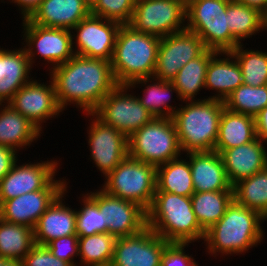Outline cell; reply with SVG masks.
Returning <instances> with one entry per match:
<instances>
[{"instance_id": "6da1fadb", "label": "cell", "mask_w": 267, "mask_h": 266, "mask_svg": "<svg viewBox=\"0 0 267 266\" xmlns=\"http://www.w3.org/2000/svg\"><path fill=\"white\" fill-rule=\"evenodd\" d=\"M62 110L71 105L82 114L93 113L117 83L111 61L74 55L48 73ZM75 106V107H74Z\"/></svg>"}, {"instance_id": "7a4b0ae2", "label": "cell", "mask_w": 267, "mask_h": 266, "mask_svg": "<svg viewBox=\"0 0 267 266\" xmlns=\"http://www.w3.org/2000/svg\"><path fill=\"white\" fill-rule=\"evenodd\" d=\"M265 221L258 212L232 201L220 220L206 231L205 254L214 259L220 256L222 260L245 255L251 248L263 244Z\"/></svg>"}, {"instance_id": "3957f363", "label": "cell", "mask_w": 267, "mask_h": 266, "mask_svg": "<svg viewBox=\"0 0 267 266\" xmlns=\"http://www.w3.org/2000/svg\"><path fill=\"white\" fill-rule=\"evenodd\" d=\"M147 226L170 243L204 241L206 232L200 227L192 208L191 197L156 192L147 210Z\"/></svg>"}, {"instance_id": "277c9868", "label": "cell", "mask_w": 267, "mask_h": 266, "mask_svg": "<svg viewBox=\"0 0 267 266\" xmlns=\"http://www.w3.org/2000/svg\"><path fill=\"white\" fill-rule=\"evenodd\" d=\"M160 39L135 31L128 24L120 26L111 60L117 85H128L138 79L153 77Z\"/></svg>"}, {"instance_id": "5b68a950", "label": "cell", "mask_w": 267, "mask_h": 266, "mask_svg": "<svg viewBox=\"0 0 267 266\" xmlns=\"http://www.w3.org/2000/svg\"><path fill=\"white\" fill-rule=\"evenodd\" d=\"M224 107L218 99L181 102L172 119L183 154L215 149Z\"/></svg>"}, {"instance_id": "8992f818", "label": "cell", "mask_w": 267, "mask_h": 266, "mask_svg": "<svg viewBox=\"0 0 267 266\" xmlns=\"http://www.w3.org/2000/svg\"><path fill=\"white\" fill-rule=\"evenodd\" d=\"M184 155L172 118L154 117L128 137V156L156 168Z\"/></svg>"}, {"instance_id": "52a82bcc", "label": "cell", "mask_w": 267, "mask_h": 266, "mask_svg": "<svg viewBox=\"0 0 267 266\" xmlns=\"http://www.w3.org/2000/svg\"><path fill=\"white\" fill-rule=\"evenodd\" d=\"M156 169L127 156L104 177L100 188L112 196L135 202L147 211L156 193Z\"/></svg>"}, {"instance_id": "ba28073f", "label": "cell", "mask_w": 267, "mask_h": 266, "mask_svg": "<svg viewBox=\"0 0 267 266\" xmlns=\"http://www.w3.org/2000/svg\"><path fill=\"white\" fill-rule=\"evenodd\" d=\"M230 1L190 0L186 6V29L197 34L207 49L231 51L239 45L227 25Z\"/></svg>"}, {"instance_id": "9c48e42d", "label": "cell", "mask_w": 267, "mask_h": 266, "mask_svg": "<svg viewBox=\"0 0 267 266\" xmlns=\"http://www.w3.org/2000/svg\"><path fill=\"white\" fill-rule=\"evenodd\" d=\"M21 163L19 158L11 170L0 180V205L11 198L41 189H65L66 177L56 176L62 165L57 158ZM55 159V160H54ZM61 162V164H60ZM21 163V164H20Z\"/></svg>"}, {"instance_id": "30bf717a", "label": "cell", "mask_w": 267, "mask_h": 266, "mask_svg": "<svg viewBox=\"0 0 267 266\" xmlns=\"http://www.w3.org/2000/svg\"><path fill=\"white\" fill-rule=\"evenodd\" d=\"M21 23L23 41L20 43L25 48L32 67H35L39 58V61H43L39 66L47 67L48 72L75 55L69 29L44 27L33 24L29 19L22 20Z\"/></svg>"}, {"instance_id": "8fae6325", "label": "cell", "mask_w": 267, "mask_h": 266, "mask_svg": "<svg viewBox=\"0 0 267 266\" xmlns=\"http://www.w3.org/2000/svg\"><path fill=\"white\" fill-rule=\"evenodd\" d=\"M130 91L128 85H117L93 112L104 124L113 126L127 137L154 118L138 100L136 90Z\"/></svg>"}, {"instance_id": "7c38bea8", "label": "cell", "mask_w": 267, "mask_h": 266, "mask_svg": "<svg viewBox=\"0 0 267 266\" xmlns=\"http://www.w3.org/2000/svg\"><path fill=\"white\" fill-rule=\"evenodd\" d=\"M130 25L159 38L186 29V5L175 0H136Z\"/></svg>"}, {"instance_id": "4fadbf2b", "label": "cell", "mask_w": 267, "mask_h": 266, "mask_svg": "<svg viewBox=\"0 0 267 266\" xmlns=\"http://www.w3.org/2000/svg\"><path fill=\"white\" fill-rule=\"evenodd\" d=\"M85 115L89 119L86 128V142L90 151L88 159L104 178L128 156V137L113 126L104 124L93 113Z\"/></svg>"}, {"instance_id": "5bb4252c", "label": "cell", "mask_w": 267, "mask_h": 266, "mask_svg": "<svg viewBox=\"0 0 267 266\" xmlns=\"http://www.w3.org/2000/svg\"><path fill=\"white\" fill-rule=\"evenodd\" d=\"M121 25L90 13L70 30L75 55L111 61Z\"/></svg>"}, {"instance_id": "9a60e30c", "label": "cell", "mask_w": 267, "mask_h": 266, "mask_svg": "<svg viewBox=\"0 0 267 266\" xmlns=\"http://www.w3.org/2000/svg\"><path fill=\"white\" fill-rule=\"evenodd\" d=\"M7 104L26 117L43 134V128L47 127L44 123L54 118L58 119V116L64 113L57 101L51 78L45 82L33 78L22 86Z\"/></svg>"}, {"instance_id": "2e32d148", "label": "cell", "mask_w": 267, "mask_h": 266, "mask_svg": "<svg viewBox=\"0 0 267 266\" xmlns=\"http://www.w3.org/2000/svg\"><path fill=\"white\" fill-rule=\"evenodd\" d=\"M85 191L98 205L107 224V233L116 238L132 236L147 227V211L139 204L112 196L97 187Z\"/></svg>"}, {"instance_id": "e0dca14e", "label": "cell", "mask_w": 267, "mask_h": 266, "mask_svg": "<svg viewBox=\"0 0 267 266\" xmlns=\"http://www.w3.org/2000/svg\"><path fill=\"white\" fill-rule=\"evenodd\" d=\"M206 49L203 40L187 29L162 37L153 77L171 82L184 65Z\"/></svg>"}, {"instance_id": "ac0fdd59", "label": "cell", "mask_w": 267, "mask_h": 266, "mask_svg": "<svg viewBox=\"0 0 267 266\" xmlns=\"http://www.w3.org/2000/svg\"><path fill=\"white\" fill-rule=\"evenodd\" d=\"M169 244L147 226L135 235L116 238L110 266H161Z\"/></svg>"}, {"instance_id": "d6986e66", "label": "cell", "mask_w": 267, "mask_h": 266, "mask_svg": "<svg viewBox=\"0 0 267 266\" xmlns=\"http://www.w3.org/2000/svg\"><path fill=\"white\" fill-rule=\"evenodd\" d=\"M69 183L65 190L53 201L40 216L35 227L34 241L36 244L47 245L54 239L76 234V208L65 202L69 194ZM68 193V194H67ZM67 194V195H66Z\"/></svg>"}, {"instance_id": "ffe728a7", "label": "cell", "mask_w": 267, "mask_h": 266, "mask_svg": "<svg viewBox=\"0 0 267 266\" xmlns=\"http://www.w3.org/2000/svg\"><path fill=\"white\" fill-rule=\"evenodd\" d=\"M65 189H41L4 201L0 205V218L34 228L40 216Z\"/></svg>"}, {"instance_id": "44dd1931", "label": "cell", "mask_w": 267, "mask_h": 266, "mask_svg": "<svg viewBox=\"0 0 267 266\" xmlns=\"http://www.w3.org/2000/svg\"><path fill=\"white\" fill-rule=\"evenodd\" d=\"M231 185L267 167V142L256 137L253 141L220 153Z\"/></svg>"}, {"instance_id": "7402d4cb", "label": "cell", "mask_w": 267, "mask_h": 266, "mask_svg": "<svg viewBox=\"0 0 267 266\" xmlns=\"http://www.w3.org/2000/svg\"><path fill=\"white\" fill-rule=\"evenodd\" d=\"M184 156L190 163L195 192L233 190L218 152L215 150L189 152Z\"/></svg>"}, {"instance_id": "603a6c76", "label": "cell", "mask_w": 267, "mask_h": 266, "mask_svg": "<svg viewBox=\"0 0 267 266\" xmlns=\"http://www.w3.org/2000/svg\"><path fill=\"white\" fill-rule=\"evenodd\" d=\"M243 84L242 70L230 51H218L209 61L205 90L212 93L208 99H225Z\"/></svg>"}, {"instance_id": "cb8c5ba5", "label": "cell", "mask_w": 267, "mask_h": 266, "mask_svg": "<svg viewBox=\"0 0 267 266\" xmlns=\"http://www.w3.org/2000/svg\"><path fill=\"white\" fill-rule=\"evenodd\" d=\"M32 71L23 46L16 49L0 46V104H7L22 86L34 78Z\"/></svg>"}, {"instance_id": "d4e9b609", "label": "cell", "mask_w": 267, "mask_h": 266, "mask_svg": "<svg viewBox=\"0 0 267 266\" xmlns=\"http://www.w3.org/2000/svg\"><path fill=\"white\" fill-rule=\"evenodd\" d=\"M131 90L144 87L137 95L140 103L157 118H172L180 107L182 100L172 82L163 81L154 77L142 78L128 84ZM176 94V96L174 95ZM174 97L176 98H172ZM172 98V99H171ZM174 100V101H171ZM175 100L180 101L177 106ZM172 102L174 105H172Z\"/></svg>"}, {"instance_id": "484cf974", "label": "cell", "mask_w": 267, "mask_h": 266, "mask_svg": "<svg viewBox=\"0 0 267 266\" xmlns=\"http://www.w3.org/2000/svg\"><path fill=\"white\" fill-rule=\"evenodd\" d=\"M90 13L83 0H43L29 20L44 27L71 30Z\"/></svg>"}, {"instance_id": "4316f807", "label": "cell", "mask_w": 267, "mask_h": 266, "mask_svg": "<svg viewBox=\"0 0 267 266\" xmlns=\"http://www.w3.org/2000/svg\"><path fill=\"white\" fill-rule=\"evenodd\" d=\"M41 134L33 123L9 104H0V145L21 154V151L31 148L43 136Z\"/></svg>"}, {"instance_id": "83f0119b", "label": "cell", "mask_w": 267, "mask_h": 266, "mask_svg": "<svg viewBox=\"0 0 267 266\" xmlns=\"http://www.w3.org/2000/svg\"><path fill=\"white\" fill-rule=\"evenodd\" d=\"M256 138L255 119L252 116L236 113L224 107L220 117L215 151L247 144Z\"/></svg>"}, {"instance_id": "f1b7e54d", "label": "cell", "mask_w": 267, "mask_h": 266, "mask_svg": "<svg viewBox=\"0 0 267 266\" xmlns=\"http://www.w3.org/2000/svg\"><path fill=\"white\" fill-rule=\"evenodd\" d=\"M216 52L215 50L206 49L199 57L190 60L184 65L171 81L177 89L182 102L208 99V96L197 98V95L200 94L201 90L205 89L207 67L210 58Z\"/></svg>"}, {"instance_id": "f546056e", "label": "cell", "mask_w": 267, "mask_h": 266, "mask_svg": "<svg viewBox=\"0 0 267 266\" xmlns=\"http://www.w3.org/2000/svg\"><path fill=\"white\" fill-rule=\"evenodd\" d=\"M185 157V158H184ZM156 192L191 197L194 191L189 160L180 156L156 169Z\"/></svg>"}, {"instance_id": "4dcf8cb0", "label": "cell", "mask_w": 267, "mask_h": 266, "mask_svg": "<svg viewBox=\"0 0 267 266\" xmlns=\"http://www.w3.org/2000/svg\"><path fill=\"white\" fill-rule=\"evenodd\" d=\"M226 13L229 31L239 44H244L243 41L265 31L264 14L258 9L231 0L226 7Z\"/></svg>"}, {"instance_id": "1f68e13d", "label": "cell", "mask_w": 267, "mask_h": 266, "mask_svg": "<svg viewBox=\"0 0 267 266\" xmlns=\"http://www.w3.org/2000/svg\"><path fill=\"white\" fill-rule=\"evenodd\" d=\"M233 201V190L194 192L192 208L200 227L206 232L225 214Z\"/></svg>"}, {"instance_id": "d6a6232c", "label": "cell", "mask_w": 267, "mask_h": 266, "mask_svg": "<svg viewBox=\"0 0 267 266\" xmlns=\"http://www.w3.org/2000/svg\"><path fill=\"white\" fill-rule=\"evenodd\" d=\"M233 201L267 220V167L232 185Z\"/></svg>"}, {"instance_id": "836d02e7", "label": "cell", "mask_w": 267, "mask_h": 266, "mask_svg": "<svg viewBox=\"0 0 267 266\" xmlns=\"http://www.w3.org/2000/svg\"><path fill=\"white\" fill-rule=\"evenodd\" d=\"M34 244L32 228L0 218V257L22 260Z\"/></svg>"}, {"instance_id": "e575fe53", "label": "cell", "mask_w": 267, "mask_h": 266, "mask_svg": "<svg viewBox=\"0 0 267 266\" xmlns=\"http://www.w3.org/2000/svg\"><path fill=\"white\" fill-rule=\"evenodd\" d=\"M115 241L110 233L78 237V266L111 265Z\"/></svg>"}, {"instance_id": "d590c367", "label": "cell", "mask_w": 267, "mask_h": 266, "mask_svg": "<svg viewBox=\"0 0 267 266\" xmlns=\"http://www.w3.org/2000/svg\"><path fill=\"white\" fill-rule=\"evenodd\" d=\"M242 70L243 83L250 86L267 85V51L246 48L239 44L230 51Z\"/></svg>"}, {"instance_id": "8d00e7d4", "label": "cell", "mask_w": 267, "mask_h": 266, "mask_svg": "<svg viewBox=\"0 0 267 266\" xmlns=\"http://www.w3.org/2000/svg\"><path fill=\"white\" fill-rule=\"evenodd\" d=\"M225 107L233 112L255 117L267 106V85H240L224 101Z\"/></svg>"}, {"instance_id": "74e56055", "label": "cell", "mask_w": 267, "mask_h": 266, "mask_svg": "<svg viewBox=\"0 0 267 266\" xmlns=\"http://www.w3.org/2000/svg\"><path fill=\"white\" fill-rule=\"evenodd\" d=\"M79 204L76 208V234L78 237H86L99 233H107V224L96 202L82 191Z\"/></svg>"}, {"instance_id": "f35d334b", "label": "cell", "mask_w": 267, "mask_h": 266, "mask_svg": "<svg viewBox=\"0 0 267 266\" xmlns=\"http://www.w3.org/2000/svg\"><path fill=\"white\" fill-rule=\"evenodd\" d=\"M136 0H97L90 9L91 14L116 21L122 25L129 24Z\"/></svg>"}, {"instance_id": "ab89813d", "label": "cell", "mask_w": 267, "mask_h": 266, "mask_svg": "<svg viewBox=\"0 0 267 266\" xmlns=\"http://www.w3.org/2000/svg\"><path fill=\"white\" fill-rule=\"evenodd\" d=\"M46 247L56 258L68 262L73 266H78V261H76L77 257H79L78 235L54 239Z\"/></svg>"}, {"instance_id": "60d3db41", "label": "cell", "mask_w": 267, "mask_h": 266, "mask_svg": "<svg viewBox=\"0 0 267 266\" xmlns=\"http://www.w3.org/2000/svg\"><path fill=\"white\" fill-rule=\"evenodd\" d=\"M190 245L191 243H170L163 252L161 266H200L193 257L196 255L186 250Z\"/></svg>"}, {"instance_id": "b9f144b4", "label": "cell", "mask_w": 267, "mask_h": 266, "mask_svg": "<svg viewBox=\"0 0 267 266\" xmlns=\"http://www.w3.org/2000/svg\"><path fill=\"white\" fill-rule=\"evenodd\" d=\"M23 266H73L56 258L46 245L34 244L29 253L22 259Z\"/></svg>"}, {"instance_id": "7bdbcfd3", "label": "cell", "mask_w": 267, "mask_h": 266, "mask_svg": "<svg viewBox=\"0 0 267 266\" xmlns=\"http://www.w3.org/2000/svg\"><path fill=\"white\" fill-rule=\"evenodd\" d=\"M19 153L15 150L0 145V180L11 170L18 160Z\"/></svg>"}, {"instance_id": "ee69618b", "label": "cell", "mask_w": 267, "mask_h": 266, "mask_svg": "<svg viewBox=\"0 0 267 266\" xmlns=\"http://www.w3.org/2000/svg\"><path fill=\"white\" fill-rule=\"evenodd\" d=\"M43 0H4L2 3L7 4L11 3L15 5L18 9L17 13L19 11V14L21 15L20 18L21 20L29 19L33 13L39 8L41 2Z\"/></svg>"}, {"instance_id": "f6af8a7d", "label": "cell", "mask_w": 267, "mask_h": 266, "mask_svg": "<svg viewBox=\"0 0 267 266\" xmlns=\"http://www.w3.org/2000/svg\"><path fill=\"white\" fill-rule=\"evenodd\" d=\"M256 137L267 142V106L263 108L255 117Z\"/></svg>"}, {"instance_id": "bcb514c9", "label": "cell", "mask_w": 267, "mask_h": 266, "mask_svg": "<svg viewBox=\"0 0 267 266\" xmlns=\"http://www.w3.org/2000/svg\"><path fill=\"white\" fill-rule=\"evenodd\" d=\"M242 4L258 9L261 13L267 11V0H236Z\"/></svg>"}, {"instance_id": "7dc6e473", "label": "cell", "mask_w": 267, "mask_h": 266, "mask_svg": "<svg viewBox=\"0 0 267 266\" xmlns=\"http://www.w3.org/2000/svg\"><path fill=\"white\" fill-rule=\"evenodd\" d=\"M0 266H23L22 260L0 257Z\"/></svg>"}, {"instance_id": "c3c4849f", "label": "cell", "mask_w": 267, "mask_h": 266, "mask_svg": "<svg viewBox=\"0 0 267 266\" xmlns=\"http://www.w3.org/2000/svg\"><path fill=\"white\" fill-rule=\"evenodd\" d=\"M84 3L91 9L95 3L97 2V0H83Z\"/></svg>"}, {"instance_id": "681fc988", "label": "cell", "mask_w": 267, "mask_h": 266, "mask_svg": "<svg viewBox=\"0 0 267 266\" xmlns=\"http://www.w3.org/2000/svg\"><path fill=\"white\" fill-rule=\"evenodd\" d=\"M264 27L265 31H267V11L264 13Z\"/></svg>"}, {"instance_id": "f907efd6", "label": "cell", "mask_w": 267, "mask_h": 266, "mask_svg": "<svg viewBox=\"0 0 267 266\" xmlns=\"http://www.w3.org/2000/svg\"><path fill=\"white\" fill-rule=\"evenodd\" d=\"M175 1H180L181 3H183L187 6V4L189 3L190 0H175Z\"/></svg>"}]
</instances>
